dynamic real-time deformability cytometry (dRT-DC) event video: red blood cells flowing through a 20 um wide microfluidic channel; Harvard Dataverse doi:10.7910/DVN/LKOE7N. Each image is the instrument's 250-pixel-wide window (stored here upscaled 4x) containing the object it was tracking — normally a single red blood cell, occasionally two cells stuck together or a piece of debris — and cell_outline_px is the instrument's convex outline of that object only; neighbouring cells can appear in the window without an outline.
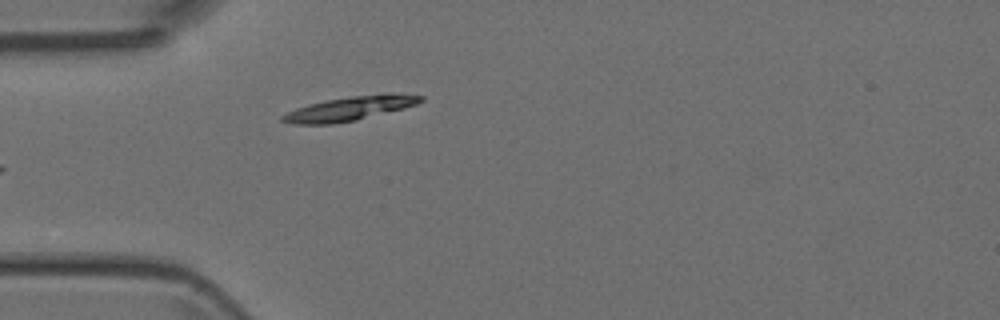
{"species": "Egyptian fruit bat (a non-hibernating species)", "species_latin": "Rousettus aegyptiacus", "temperature_condition": "room temperature", "stored_images_in_passage": 5, "camera_frame_rate_fps": 3000, "um_per_image_px": 0.085, "animal": {"sex": "female"}, "frame": {"image": 1, "passage_image": 5, "time_ms": 5.333, "image_size_px": [1000, 320], "cell_outline_px": [[424, 100], [416, 104], [404, 108], [356, 120], [332, 124], [292, 124], [280, 120], [280, 116], [296, 108], [308, 104], [348, 96], [384, 92], [392, 92], [424, 96]], "centroid_in_image_um": [29.76, 9.2], "position_along_channel_um": 55.2, "area_um2": 19.65}}